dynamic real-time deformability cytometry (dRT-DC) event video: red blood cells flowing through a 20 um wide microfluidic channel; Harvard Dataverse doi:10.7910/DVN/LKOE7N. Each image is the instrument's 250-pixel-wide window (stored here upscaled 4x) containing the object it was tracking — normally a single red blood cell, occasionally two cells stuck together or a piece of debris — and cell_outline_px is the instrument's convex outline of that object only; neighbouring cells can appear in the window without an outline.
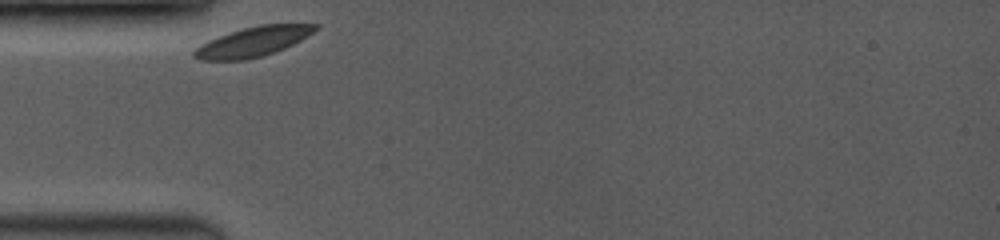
{"species": "common noctule bat (a hibernating species)", "species_latin": "Nyctalus noctula", "temperature_condition": "room temperature", "stored_images_in_passage": 18, "camera_frame_rate_fps": 3500, "um_per_image_px": 0.085, "animal": {"sex": "female", "body_mass_g": 19.0, "forearm_length_mm": 53.3}, "frame": {"image": 1, "passage_image": 1, "time_ms": 0.0, "image_size_px": [1000, 240], "cell_outline_px": [[320, 28], [300, 40], [284, 48], [260, 56], [244, 60], [200, 60], [192, 56], [192, 52], [200, 44], [208, 40], [244, 28], [260, 24], [320, 24]], "centroid_in_image_um": [21.5, 3.54], "position_along_channel_um": 63.5, "area_um2": 20.69}}
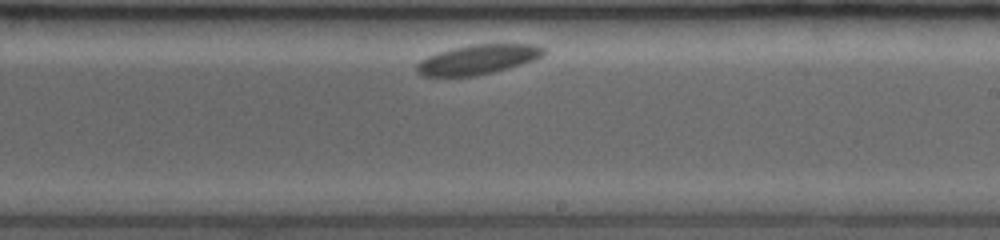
{"frame": {"image": 2, "passage_image": 11, "time_ms": 5.429, "image_size_px": [1000, 240], "cell_outline_px": [[548, 52], [532, 60], [508, 68], [476, 76], [420, 76], [416, 72], [416, 64], [420, 60], [428, 56], [452, 48], [472, 44], [532, 44], [544, 48]], "centroid_in_image_um": [40.58, 5.06], "position_along_channel_um": 248.4, "area_um2": 21.79}}
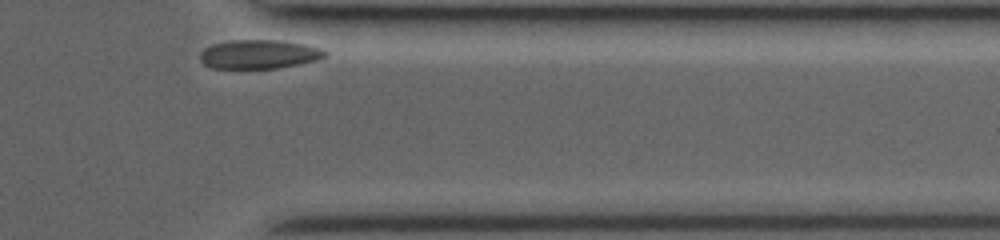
{"frame": {"image": 3, "passage_image": 18, "time_ms": 9.429, "image_size_px": [1000, 240], "cell_outline_px": [[328, 56], [320, 60], [276, 68], [212, 68], [204, 64], [200, 60], [200, 52], [204, 48], [212, 44], [232, 40], [280, 40], [308, 44], [320, 48], [328, 52]], "centroid_in_image_um": [22.06, 4.6], "position_along_channel_um": 389.3, "area_um2": 21.33}}